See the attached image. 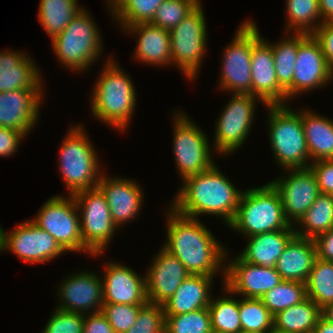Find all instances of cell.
Masks as SVG:
<instances>
[{
	"label": "cell",
	"instance_id": "c3c4849f",
	"mask_svg": "<svg viewBox=\"0 0 333 333\" xmlns=\"http://www.w3.org/2000/svg\"><path fill=\"white\" fill-rule=\"evenodd\" d=\"M82 333H116L109 324L106 316L100 311L97 313L84 314Z\"/></svg>",
	"mask_w": 333,
	"mask_h": 333
},
{
	"label": "cell",
	"instance_id": "d4e9b609",
	"mask_svg": "<svg viewBox=\"0 0 333 333\" xmlns=\"http://www.w3.org/2000/svg\"><path fill=\"white\" fill-rule=\"evenodd\" d=\"M316 259L314 239L295 235L278 258L275 268L282 280L306 283Z\"/></svg>",
	"mask_w": 333,
	"mask_h": 333
},
{
	"label": "cell",
	"instance_id": "2e32d148",
	"mask_svg": "<svg viewBox=\"0 0 333 333\" xmlns=\"http://www.w3.org/2000/svg\"><path fill=\"white\" fill-rule=\"evenodd\" d=\"M227 263L224 271V290L229 294H241L244 298L261 299L281 281L276 268L254 265L244 261L240 256ZM231 292V293H230Z\"/></svg>",
	"mask_w": 333,
	"mask_h": 333
},
{
	"label": "cell",
	"instance_id": "6da1fadb",
	"mask_svg": "<svg viewBox=\"0 0 333 333\" xmlns=\"http://www.w3.org/2000/svg\"><path fill=\"white\" fill-rule=\"evenodd\" d=\"M169 210L167 241L163 248L176 256L190 274H217L227 258L226 249L224 250L211 231L201 224L199 218L178 214L171 207Z\"/></svg>",
	"mask_w": 333,
	"mask_h": 333
},
{
	"label": "cell",
	"instance_id": "52a82bcc",
	"mask_svg": "<svg viewBox=\"0 0 333 333\" xmlns=\"http://www.w3.org/2000/svg\"><path fill=\"white\" fill-rule=\"evenodd\" d=\"M83 130L80 125L71 127L60 149V170L70 195L96 188L102 175L96 151Z\"/></svg>",
	"mask_w": 333,
	"mask_h": 333
},
{
	"label": "cell",
	"instance_id": "f1b7e54d",
	"mask_svg": "<svg viewBox=\"0 0 333 333\" xmlns=\"http://www.w3.org/2000/svg\"><path fill=\"white\" fill-rule=\"evenodd\" d=\"M301 120L310 159H333V120L305 110Z\"/></svg>",
	"mask_w": 333,
	"mask_h": 333
},
{
	"label": "cell",
	"instance_id": "bcb514c9",
	"mask_svg": "<svg viewBox=\"0 0 333 333\" xmlns=\"http://www.w3.org/2000/svg\"><path fill=\"white\" fill-rule=\"evenodd\" d=\"M313 35L320 43L329 71L333 76V22H323Z\"/></svg>",
	"mask_w": 333,
	"mask_h": 333
},
{
	"label": "cell",
	"instance_id": "9a60e30c",
	"mask_svg": "<svg viewBox=\"0 0 333 333\" xmlns=\"http://www.w3.org/2000/svg\"><path fill=\"white\" fill-rule=\"evenodd\" d=\"M9 250L28 263H46L66 252L47 231L31 220L4 232V251Z\"/></svg>",
	"mask_w": 333,
	"mask_h": 333
},
{
	"label": "cell",
	"instance_id": "4316f807",
	"mask_svg": "<svg viewBox=\"0 0 333 333\" xmlns=\"http://www.w3.org/2000/svg\"><path fill=\"white\" fill-rule=\"evenodd\" d=\"M214 276L190 274L165 303V315H179L208 308L212 297L210 287Z\"/></svg>",
	"mask_w": 333,
	"mask_h": 333
},
{
	"label": "cell",
	"instance_id": "8fae6325",
	"mask_svg": "<svg viewBox=\"0 0 333 333\" xmlns=\"http://www.w3.org/2000/svg\"><path fill=\"white\" fill-rule=\"evenodd\" d=\"M173 153L182 180L208 170L214 162L204 132L184 112L174 114Z\"/></svg>",
	"mask_w": 333,
	"mask_h": 333
},
{
	"label": "cell",
	"instance_id": "9f6ffc18",
	"mask_svg": "<svg viewBox=\"0 0 333 333\" xmlns=\"http://www.w3.org/2000/svg\"><path fill=\"white\" fill-rule=\"evenodd\" d=\"M239 333H254V332L241 331Z\"/></svg>",
	"mask_w": 333,
	"mask_h": 333
},
{
	"label": "cell",
	"instance_id": "30bf717a",
	"mask_svg": "<svg viewBox=\"0 0 333 333\" xmlns=\"http://www.w3.org/2000/svg\"><path fill=\"white\" fill-rule=\"evenodd\" d=\"M78 211L73 195L53 196L31 221L53 236L65 251L84 252Z\"/></svg>",
	"mask_w": 333,
	"mask_h": 333
},
{
	"label": "cell",
	"instance_id": "60d3db41",
	"mask_svg": "<svg viewBox=\"0 0 333 333\" xmlns=\"http://www.w3.org/2000/svg\"><path fill=\"white\" fill-rule=\"evenodd\" d=\"M201 1L200 0H164L156 10L150 23L163 29L176 27Z\"/></svg>",
	"mask_w": 333,
	"mask_h": 333
},
{
	"label": "cell",
	"instance_id": "7dc6e473",
	"mask_svg": "<svg viewBox=\"0 0 333 333\" xmlns=\"http://www.w3.org/2000/svg\"><path fill=\"white\" fill-rule=\"evenodd\" d=\"M25 136L27 135L19 130L0 127V156L14 154Z\"/></svg>",
	"mask_w": 333,
	"mask_h": 333
},
{
	"label": "cell",
	"instance_id": "4dcf8cb0",
	"mask_svg": "<svg viewBox=\"0 0 333 333\" xmlns=\"http://www.w3.org/2000/svg\"><path fill=\"white\" fill-rule=\"evenodd\" d=\"M321 309L308 297L274 315L273 327L291 333H313Z\"/></svg>",
	"mask_w": 333,
	"mask_h": 333
},
{
	"label": "cell",
	"instance_id": "d6986e66",
	"mask_svg": "<svg viewBox=\"0 0 333 333\" xmlns=\"http://www.w3.org/2000/svg\"><path fill=\"white\" fill-rule=\"evenodd\" d=\"M145 277L147 301L163 304L190 275L182 262L162 247Z\"/></svg>",
	"mask_w": 333,
	"mask_h": 333
},
{
	"label": "cell",
	"instance_id": "7c38bea8",
	"mask_svg": "<svg viewBox=\"0 0 333 333\" xmlns=\"http://www.w3.org/2000/svg\"><path fill=\"white\" fill-rule=\"evenodd\" d=\"M216 123L215 151L231 154L244 143L255 115V100L252 94H234ZM255 107V108H254Z\"/></svg>",
	"mask_w": 333,
	"mask_h": 333
},
{
	"label": "cell",
	"instance_id": "816d5d0a",
	"mask_svg": "<svg viewBox=\"0 0 333 333\" xmlns=\"http://www.w3.org/2000/svg\"><path fill=\"white\" fill-rule=\"evenodd\" d=\"M313 333H333V324L321 315Z\"/></svg>",
	"mask_w": 333,
	"mask_h": 333
},
{
	"label": "cell",
	"instance_id": "f35d334b",
	"mask_svg": "<svg viewBox=\"0 0 333 333\" xmlns=\"http://www.w3.org/2000/svg\"><path fill=\"white\" fill-rule=\"evenodd\" d=\"M242 331L269 333L273 328L274 316L261 299L243 298L239 301Z\"/></svg>",
	"mask_w": 333,
	"mask_h": 333
},
{
	"label": "cell",
	"instance_id": "277c9868",
	"mask_svg": "<svg viewBox=\"0 0 333 333\" xmlns=\"http://www.w3.org/2000/svg\"><path fill=\"white\" fill-rule=\"evenodd\" d=\"M228 226L246 237L295 229L286 219L281 196L271 182L243 191L235 217Z\"/></svg>",
	"mask_w": 333,
	"mask_h": 333
},
{
	"label": "cell",
	"instance_id": "3957f363",
	"mask_svg": "<svg viewBox=\"0 0 333 333\" xmlns=\"http://www.w3.org/2000/svg\"><path fill=\"white\" fill-rule=\"evenodd\" d=\"M110 60L93 89L91 110L95 118L123 131L135 109L136 92L130 77Z\"/></svg>",
	"mask_w": 333,
	"mask_h": 333
},
{
	"label": "cell",
	"instance_id": "8992f818",
	"mask_svg": "<svg viewBox=\"0 0 333 333\" xmlns=\"http://www.w3.org/2000/svg\"><path fill=\"white\" fill-rule=\"evenodd\" d=\"M76 14L66 28L52 39L53 51L65 67L76 71L90 68L102 51L99 29L87 10Z\"/></svg>",
	"mask_w": 333,
	"mask_h": 333
},
{
	"label": "cell",
	"instance_id": "cb8c5ba5",
	"mask_svg": "<svg viewBox=\"0 0 333 333\" xmlns=\"http://www.w3.org/2000/svg\"><path fill=\"white\" fill-rule=\"evenodd\" d=\"M31 60L26 53L2 50L0 53V92L42 89L41 72L36 63L34 64V61Z\"/></svg>",
	"mask_w": 333,
	"mask_h": 333
},
{
	"label": "cell",
	"instance_id": "b9f144b4",
	"mask_svg": "<svg viewBox=\"0 0 333 333\" xmlns=\"http://www.w3.org/2000/svg\"><path fill=\"white\" fill-rule=\"evenodd\" d=\"M125 333H165L163 305L147 302L140 308L135 323Z\"/></svg>",
	"mask_w": 333,
	"mask_h": 333
},
{
	"label": "cell",
	"instance_id": "681fc988",
	"mask_svg": "<svg viewBox=\"0 0 333 333\" xmlns=\"http://www.w3.org/2000/svg\"><path fill=\"white\" fill-rule=\"evenodd\" d=\"M317 258L333 262V228L318 235L315 239Z\"/></svg>",
	"mask_w": 333,
	"mask_h": 333
},
{
	"label": "cell",
	"instance_id": "e0dca14e",
	"mask_svg": "<svg viewBox=\"0 0 333 333\" xmlns=\"http://www.w3.org/2000/svg\"><path fill=\"white\" fill-rule=\"evenodd\" d=\"M290 174L271 181L278 190L286 219L292 225L302 218L320 194L315 175L308 168L288 169ZM293 221V222H292Z\"/></svg>",
	"mask_w": 333,
	"mask_h": 333
},
{
	"label": "cell",
	"instance_id": "f5cc1de1",
	"mask_svg": "<svg viewBox=\"0 0 333 333\" xmlns=\"http://www.w3.org/2000/svg\"><path fill=\"white\" fill-rule=\"evenodd\" d=\"M322 316L333 324V303L327 305L321 310Z\"/></svg>",
	"mask_w": 333,
	"mask_h": 333
},
{
	"label": "cell",
	"instance_id": "11a10c76",
	"mask_svg": "<svg viewBox=\"0 0 333 333\" xmlns=\"http://www.w3.org/2000/svg\"><path fill=\"white\" fill-rule=\"evenodd\" d=\"M269 333H291V332H286V331H282V330H279L275 327H273Z\"/></svg>",
	"mask_w": 333,
	"mask_h": 333
},
{
	"label": "cell",
	"instance_id": "f907efd6",
	"mask_svg": "<svg viewBox=\"0 0 333 333\" xmlns=\"http://www.w3.org/2000/svg\"><path fill=\"white\" fill-rule=\"evenodd\" d=\"M319 9L323 22H333V0H319Z\"/></svg>",
	"mask_w": 333,
	"mask_h": 333
},
{
	"label": "cell",
	"instance_id": "f546056e",
	"mask_svg": "<svg viewBox=\"0 0 333 333\" xmlns=\"http://www.w3.org/2000/svg\"><path fill=\"white\" fill-rule=\"evenodd\" d=\"M280 39L277 44L271 43L274 66L279 86L286 92L287 98L293 97V75L300 42L308 34H296Z\"/></svg>",
	"mask_w": 333,
	"mask_h": 333
},
{
	"label": "cell",
	"instance_id": "8d00e7d4",
	"mask_svg": "<svg viewBox=\"0 0 333 333\" xmlns=\"http://www.w3.org/2000/svg\"><path fill=\"white\" fill-rule=\"evenodd\" d=\"M213 333H239L242 331L239 315V300L229 296L216 300L208 306Z\"/></svg>",
	"mask_w": 333,
	"mask_h": 333
},
{
	"label": "cell",
	"instance_id": "836d02e7",
	"mask_svg": "<svg viewBox=\"0 0 333 333\" xmlns=\"http://www.w3.org/2000/svg\"><path fill=\"white\" fill-rule=\"evenodd\" d=\"M164 0H109L113 18L120 21L121 28L133 26L138 23L151 22L156 10ZM112 5V6H111ZM111 7V8H110Z\"/></svg>",
	"mask_w": 333,
	"mask_h": 333
},
{
	"label": "cell",
	"instance_id": "ac0fdd59",
	"mask_svg": "<svg viewBox=\"0 0 333 333\" xmlns=\"http://www.w3.org/2000/svg\"><path fill=\"white\" fill-rule=\"evenodd\" d=\"M333 80L320 43L308 34L298 46L293 75V97L326 85ZM309 90V91H308Z\"/></svg>",
	"mask_w": 333,
	"mask_h": 333
},
{
	"label": "cell",
	"instance_id": "603a6c76",
	"mask_svg": "<svg viewBox=\"0 0 333 333\" xmlns=\"http://www.w3.org/2000/svg\"><path fill=\"white\" fill-rule=\"evenodd\" d=\"M97 187L104 194L116 227L123 225L138 215L143 201L139 184L130 179L100 176ZM134 217V218H132Z\"/></svg>",
	"mask_w": 333,
	"mask_h": 333
},
{
	"label": "cell",
	"instance_id": "74e56055",
	"mask_svg": "<svg viewBox=\"0 0 333 333\" xmlns=\"http://www.w3.org/2000/svg\"><path fill=\"white\" fill-rule=\"evenodd\" d=\"M306 298V283L282 280L276 287L266 292L261 300L274 316Z\"/></svg>",
	"mask_w": 333,
	"mask_h": 333
},
{
	"label": "cell",
	"instance_id": "7402d4cb",
	"mask_svg": "<svg viewBox=\"0 0 333 333\" xmlns=\"http://www.w3.org/2000/svg\"><path fill=\"white\" fill-rule=\"evenodd\" d=\"M107 264L102 279L104 303L145 305L148 302L145 277L123 264Z\"/></svg>",
	"mask_w": 333,
	"mask_h": 333
},
{
	"label": "cell",
	"instance_id": "1f68e13d",
	"mask_svg": "<svg viewBox=\"0 0 333 333\" xmlns=\"http://www.w3.org/2000/svg\"><path fill=\"white\" fill-rule=\"evenodd\" d=\"M303 225L302 229H296L297 236L315 239L318 235L333 228V196L320 193L314 203L297 222Z\"/></svg>",
	"mask_w": 333,
	"mask_h": 333
},
{
	"label": "cell",
	"instance_id": "9c48e42d",
	"mask_svg": "<svg viewBox=\"0 0 333 333\" xmlns=\"http://www.w3.org/2000/svg\"><path fill=\"white\" fill-rule=\"evenodd\" d=\"M201 2L170 30L172 62L189 79L197 76L206 51L207 30Z\"/></svg>",
	"mask_w": 333,
	"mask_h": 333
},
{
	"label": "cell",
	"instance_id": "484cf974",
	"mask_svg": "<svg viewBox=\"0 0 333 333\" xmlns=\"http://www.w3.org/2000/svg\"><path fill=\"white\" fill-rule=\"evenodd\" d=\"M139 35L138 45L135 48V58L140 62L155 65L172 64L170 30L163 29L150 22L138 23L125 28V32Z\"/></svg>",
	"mask_w": 333,
	"mask_h": 333
},
{
	"label": "cell",
	"instance_id": "ee69618b",
	"mask_svg": "<svg viewBox=\"0 0 333 333\" xmlns=\"http://www.w3.org/2000/svg\"><path fill=\"white\" fill-rule=\"evenodd\" d=\"M84 314L56 310L51 315L42 333H82Z\"/></svg>",
	"mask_w": 333,
	"mask_h": 333
},
{
	"label": "cell",
	"instance_id": "44dd1931",
	"mask_svg": "<svg viewBox=\"0 0 333 333\" xmlns=\"http://www.w3.org/2000/svg\"><path fill=\"white\" fill-rule=\"evenodd\" d=\"M43 89L0 92V127L28 134L36 125Z\"/></svg>",
	"mask_w": 333,
	"mask_h": 333
},
{
	"label": "cell",
	"instance_id": "4fadbf2b",
	"mask_svg": "<svg viewBox=\"0 0 333 333\" xmlns=\"http://www.w3.org/2000/svg\"><path fill=\"white\" fill-rule=\"evenodd\" d=\"M220 87L234 94H252V21H245L224 50Z\"/></svg>",
	"mask_w": 333,
	"mask_h": 333
},
{
	"label": "cell",
	"instance_id": "f6af8a7d",
	"mask_svg": "<svg viewBox=\"0 0 333 333\" xmlns=\"http://www.w3.org/2000/svg\"><path fill=\"white\" fill-rule=\"evenodd\" d=\"M309 168L315 175L320 193L333 196V159L312 161Z\"/></svg>",
	"mask_w": 333,
	"mask_h": 333
},
{
	"label": "cell",
	"instance_id": "d590c367",
	"mask_svg": "<svg viewBox=\"0 0 333 333\" xmlns=\"http://www.w3.org/2000/svg\"><path fill=\"white\" fill-rule=\"evenodd\" d=\"M286 3L287 33L294 29L296 34H313L323 23L320 21L319 0H286Z\"/></svg>",
	"mask_w": 333,
	"mask_h": 333
},
{
	"label": "cell",
	"instance_id": "e575fe53",
	"mask_svg": "<svg viewBox=\"0 0 333 333\" xmlns=\"http://www.w3.org/2000/svg\"><path fill=\"white\" fill-rule=\"evenodd\" d=\"M306 294L322 310L333 303V263L316 259L306 282Z\"/></svg>",
	"mask_w": 333,
	"mask_h": 333
},
{
	"label": "cell",
	"instance_id": "db71d44e",
	"mask_svg": "<svg viewBox=\"0 0 333 333\" xmlns=\"http://www.w3.org/2000/svg\"><path fill=\"white\" fill-rule=\"evenodd\" d=\"M4 250V230L0 226V252Z\"/></svg>",
	"mask_w": 333,
	"mask_h": 333
},
{
	"label": "cell",
	"instance_id": "ba28073f",
	"mask_svg": "<svg viewBox=\"0 0 333 333\" xmlns=\"http://www.w3.org/2000/svg\"><path fill=\"white\" fill-rule=\"evenodd\" d=\"M73 197L77 209L82 212L80 225L84 252L98 256L103 253L117 229L107 200L98 187L81 190Z\"/></svg>",
	"mask_w": 333,
	"mask_h": 333
},
{
	"label": "cell",
	"instance_id": "7a4b0ae2",
	"mask_svg": "<svg viewBox=\"0 0 333 333\" xmlns=\"http://www.w3.org/2000/svg\"><path fill=\"white\" fill-rule=\"evenodd\" d=\"M219 170L213 164L202 173L184 178L171 208L178 214L195 219L200 214L220 216L228 226L235 217L243 192Z\"/></svg>",
	"mask_w": 333,
	"mask_h": 333
},
{
	"label": "cell",
	"instance_id": "5b68a950",
	"mask_svg": "<svg viewBox=\"0 0 333 333\" xmlns=\"http://www.w3.org/2000/svg\"><path fill=\"white\" fill-rule=\"evenodd\" d=\"M266 106L269 109L268 135L276 161L286 170L308 168L310 155L306 145L301 112L295 111L285 104Z\"/></svg>",
	"mask_w": 333,
	"mask_h": 333
},
{
	"label": "cell",
	"instance_id": "d6a6232c",
	"mask_svg": "<svg viewBox=\"0 0 333 333\" xmlns=\"http://www.w3.org/2000/svg\"><path fill=\"white\" fill-rule=\"evenodd\" d=\"M77 0H41L39 21L52 39L59 35L71 19L81 11Z\"/></svg>",
	"mask_w": 333,
	"mask_h": 333
},
{
	"label": "cell",
	"instance_id": "7bdbcfd3",
	"mask_svg": "<svg viewBox=\"0 0 333 333\" xmlns=\"http://www.w3.org/2000/svg\"><path fill=\"white\" fill-rule=\"evenodd\" d=\"M143 305L103 303L101 312L116 333H125L135 323Z\"/></svg>",
	"mask_w": 333,
	"mask_h": 333
},
{
	"label": "cell",
	"instance_id": "ab89813d",
	"mask_svg": "<svg viewBox=\"0 0 333 333\" xmlns=\"http://www.w3.org/2000/svg\"><path fill=\"white\" fill-rule=\"evenodd\" d=\"M165 333H213L208 308L179 315H165Z\"/></svg>",
	"mask_w": 333,
	"mask_h": 333
},
{
	"label": "cell",
	"instance_id": "83f0119b",
	"mask_svg": "<svg viewBox=\"0 0 333 333\" xmlns=\"http://www.w3.org/2000/svg\"><path fill=\"white\" fill-rule=\"evenodd\" d=\"M295 235V229H283L250 236L246 248L238 255L254 265L276 267L278 258Z\"/></svg>",
	"mask_w": 333,
	"mask_h": 333
},
{
	"label": "cell",
	"instance_id": "5bb4252c",
	"mask_svg": "<svg viewBox=\"0 0 333 333\" xmlns=\"http://www.w3.org/2000/svg\"><path fill=\"white\" fill-rule=\"evenodd\" d=\"M252 95L265 105L284 104L286 92L279 86L271 43L261 38L252 21ZM284 100V101H283Z\"/></svg>",
	"mask_w": 333,
	"mask_h": 333
},
{
	"label": "cell",
	"instance_id": "ffe728a7",
	"mask_svg": "<svg viewBox=\"0 0 333 333\" xmlns=\"http://www.w3.org/2000/svg\"><path fill=\"white\" fill-rule=\"evenodd\" d=\"M93 273L80 272L65 278L59 288L62 304L57 308L81 314L90 310L92 313L100 312L104 303L102 278Z\"/></svg>",
	"mask_w": 333,
	"mask_h": 333
}]
</instances>
